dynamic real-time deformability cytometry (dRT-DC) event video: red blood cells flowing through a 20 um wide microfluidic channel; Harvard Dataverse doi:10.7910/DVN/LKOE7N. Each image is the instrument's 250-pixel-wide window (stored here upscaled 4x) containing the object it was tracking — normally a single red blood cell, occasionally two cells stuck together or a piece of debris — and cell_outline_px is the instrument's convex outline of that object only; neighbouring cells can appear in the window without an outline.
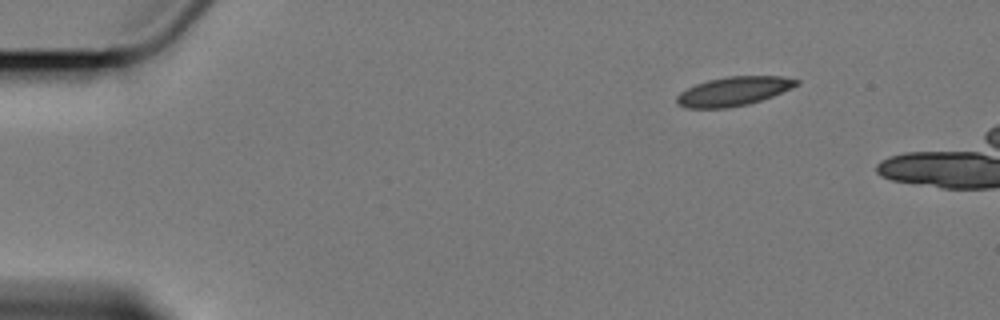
{"species": "Egyptian fruit bat (a non-hibernating species)", "species_latin": "Rousettus aegyptiacus", "temperature_condition": "cold", "stored_images_in_passage": 3, "camera_frame_rate_fps": 3000, "um_per_image_px": 0.085, "animal": {"sex": "female"}, "frame": {"image": 1, "passage_image": 1, "time_ms": 0.0, "image_size_px": [1000, 320], "cell_outline_px": [[800, 84], [792, 88], [772, 96], [748, 104], [728, 108], [688, 108], [680, 104], [676, 100], [676, 96], [680, 92], [696, 84], [708, 80], [728, 76], [784, 76], [800, 80]], "centroid_in_image_um": [62.39, 7.75], "position_along_channel_um": 22.6, "area_um2": 20.17}}